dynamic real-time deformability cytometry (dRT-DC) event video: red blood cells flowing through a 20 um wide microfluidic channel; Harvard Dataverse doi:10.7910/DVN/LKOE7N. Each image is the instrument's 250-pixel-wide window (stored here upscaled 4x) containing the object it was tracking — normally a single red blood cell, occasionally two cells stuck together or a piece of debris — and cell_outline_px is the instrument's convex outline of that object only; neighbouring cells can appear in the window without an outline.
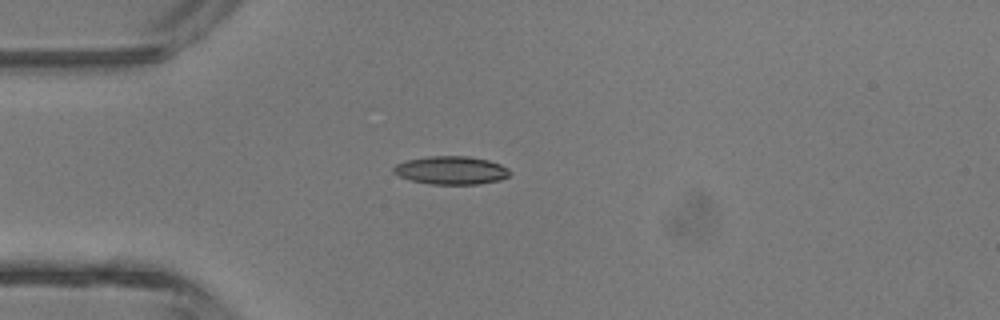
{"species": "common noctule bat (a hibernating species)", "species_latin": "Nyctalus noctula", "temperature_condition": "room temperature", "stored_images_in_passage": 2, "camera_frame_rate_fps": 3000, "um_per_image_px": 0.085, "animal": {"sex": "male", "body_mass_g": 13.3}, "frame": {"image": 1, "passage_image": 2, "time_ms": 2.0, "image_size_px": [1000, 320], "cell_outline_px": [[508, 176], [500, 180], [480, 184], [428, 184], [412, 180], [400, 176], [392, 172], [392, 168], [396, 164], [408, 160], [428, 156], [464, 156], [488, 160], [500, 164], [508, 168]], "centroid_in_image_um": [38.33, 14.48], "position_along_channel_um": 46.7, "area_um2": 18.96}}